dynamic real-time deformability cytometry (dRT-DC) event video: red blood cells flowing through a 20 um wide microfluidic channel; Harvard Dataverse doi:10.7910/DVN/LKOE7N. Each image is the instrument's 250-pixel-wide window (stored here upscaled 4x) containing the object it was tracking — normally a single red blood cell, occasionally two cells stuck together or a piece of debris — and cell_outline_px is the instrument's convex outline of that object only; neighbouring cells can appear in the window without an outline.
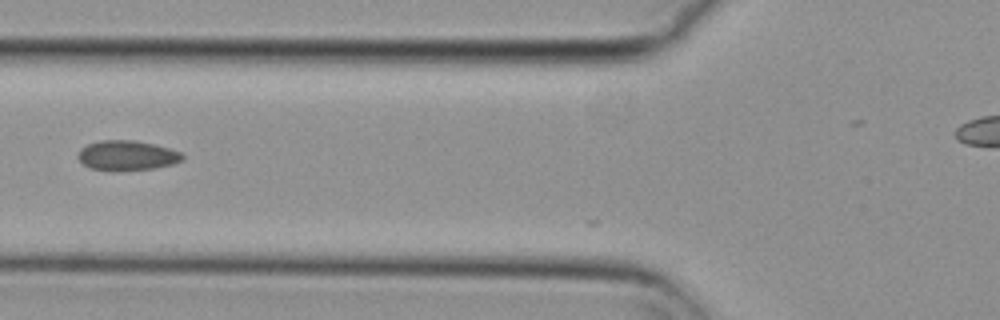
{"species": "common noctule bat (a hibernating species)", "species_latin": "Nyctalus noctula", "temperature_condition": "cold", "stored_images_in_passage": 3, "camera_frame_rate_fps": 3000, "um_per_image_px": 0.085, "animal": {"sex": "female", "body_mass_g": 29.2, "forearm_length_mm": 56.3}, "frame": {"image": 1, "passage_image": 2, "time_ms": 0.333, "image_size_px": [1000, 320], "cell_outline_px": [[184, 160], [172, 164], [156, 168], [116, 172], [112, 172], [88, 168], [76, 156], [80, 148], [88, 144], [100, 140], [132, 140], [156, 144], [180, 152], [184, 156]], "centroid_in_image_um": [10.77, 13.23], "position_along_channel_um": 115.0, "area_um2": 18.61}}